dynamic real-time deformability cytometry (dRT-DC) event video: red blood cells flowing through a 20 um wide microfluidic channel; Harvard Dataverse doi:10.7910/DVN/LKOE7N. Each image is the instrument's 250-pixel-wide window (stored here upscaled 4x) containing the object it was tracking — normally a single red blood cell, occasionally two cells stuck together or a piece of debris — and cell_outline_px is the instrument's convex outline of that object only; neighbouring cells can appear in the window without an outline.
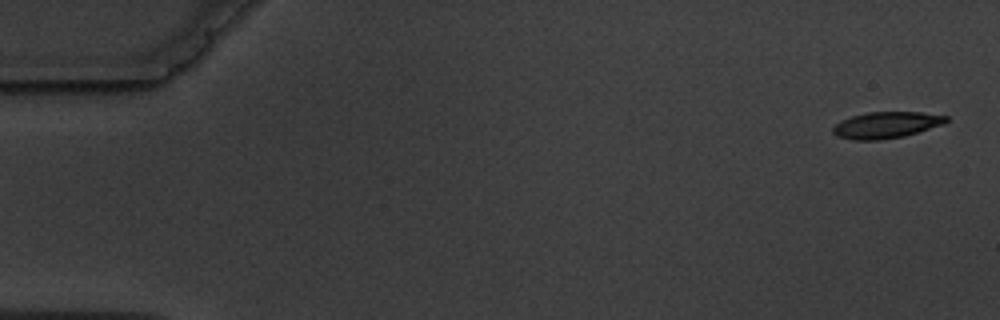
{"species": "common noctule bat (a hibernating species)", "species_latin": "Nyctalus noctula", "temperature_condition": "warm", "stored_images_in_passage": 5, "segment_of_instrument_passage": [1, 2], "camera_frame_rate_fps": 3000, "um_per_image_px": 0.085, "animal": {"sex": "male", "body_mass_g": 19.5, "forearm_length_mm": 54.6}, "frame": {"image": 1, "passage_image": 1, "time_ms": 0.0, "image_size_px": [1000, 320], "cell_outline_px": [[948, 120], [944, 124], [904, 136], [880, 140], [852, 140], [836, 136], [832, 132], [832, 128], [840, 120], [852, 116], [868, 112], [920, 112], [948, 116]], "centroid_in_image_um": [75.3, 10.63], "position_along_channel_um": 9.7, "area_um2": 17.46}}